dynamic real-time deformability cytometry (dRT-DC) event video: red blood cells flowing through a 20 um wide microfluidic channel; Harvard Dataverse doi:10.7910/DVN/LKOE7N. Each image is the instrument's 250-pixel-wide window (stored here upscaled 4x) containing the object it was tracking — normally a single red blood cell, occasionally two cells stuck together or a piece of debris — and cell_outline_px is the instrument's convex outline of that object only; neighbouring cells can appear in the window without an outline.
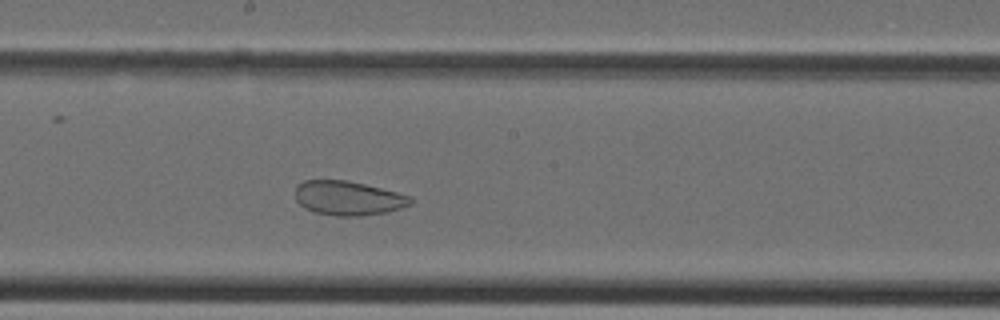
{"species": "Egyptian fruit bat (a non-hibernating species)", "species_latin": "Rousettus aegyptiacus", "temperature_condition": "cold", "stored_images_in_passage": 34, "camera_frame_rate_fps": 3000, "um_per_image_px": 0.085, "animal": {"sex": "female"}, "frame": {"image": 1, "passage_image": 16, "time_ms": 5.0, "image_size_px": [1000, 320], "cell_outline_px": [[412, 204], [388, 212], [360, 216], [336, 216], [316, 212], [304, 208], [296, 200], [296, 184], [304, 180], [348, 180], [412, 196]], "centroid_in_image_um": [29.59, 16.84], "position_along_channel_um": 218.6, "area_um2": 23.06}}
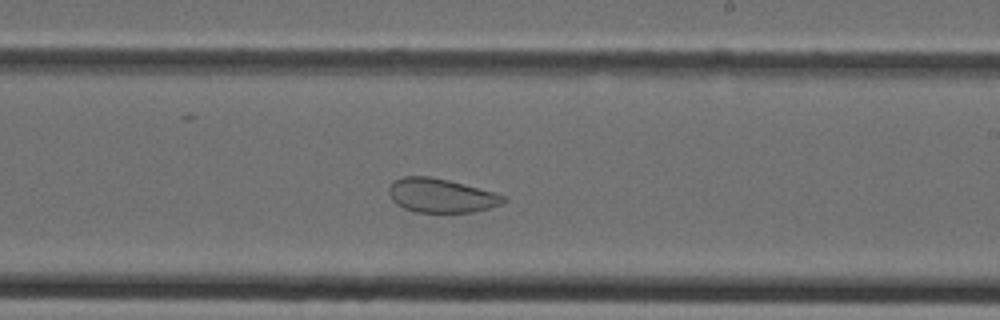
{"frame": {"image": 2, "passage_image": 18, "time_ms": 5.667, "image_size_px": [1000, 320], "cell_outline_px": [[508, 200], [500, 204], [488, 208], [472, 212], [416, 212], [404, 208], [396, 204], [392, 200], [388, 192], [388, 188], [396, 180], [404, 176], [432, 176], [496, 192], [504, 196]], "centroid_in_image_um": [37.49, 16.62], "position_along_channel_um": 251.5, "area_um2": 22.66}}
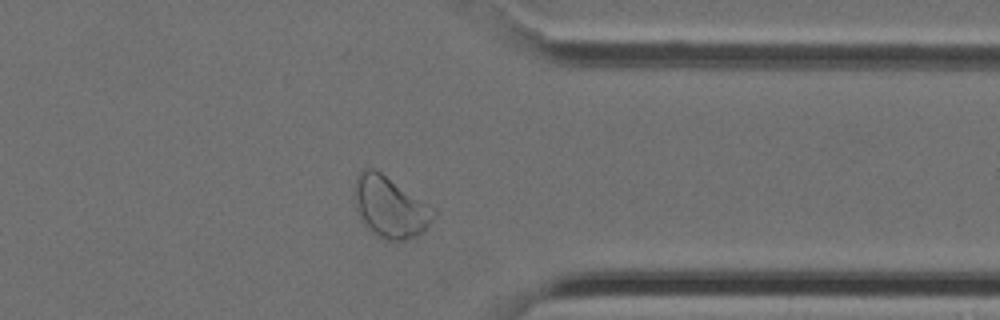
{"frame": {"image": 3, "passage_image": 26, "time_ms": 8.333, "image_size_px": [1000, 320], "cell_outline_px": [[436, 212], [424, 232], [416, 236], [404, 240], [384, 240], [372, 232], [360, 220], [356, 208], [356, 176], [364, 168], [376, 168]], "centroid_in_image_um": [33.12, 17.62], "position_along_channel_um": 378.3, "area_um2": 27.46}}